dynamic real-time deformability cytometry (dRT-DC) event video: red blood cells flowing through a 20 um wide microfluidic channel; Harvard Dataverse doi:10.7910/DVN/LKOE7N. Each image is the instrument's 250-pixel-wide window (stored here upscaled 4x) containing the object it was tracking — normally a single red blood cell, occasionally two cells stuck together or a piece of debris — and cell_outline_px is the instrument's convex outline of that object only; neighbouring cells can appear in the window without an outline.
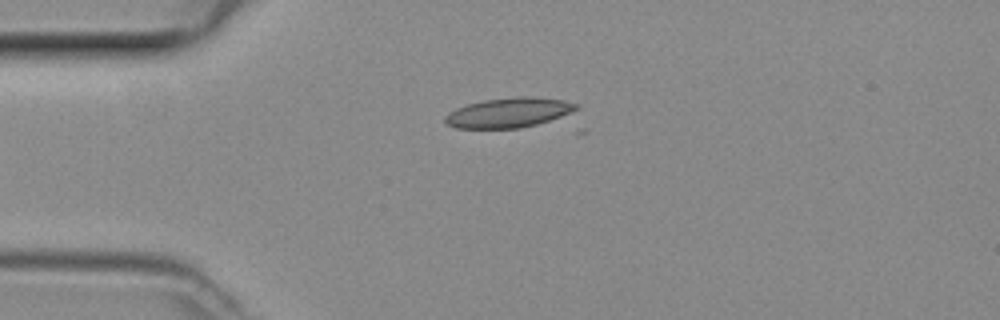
{"species": "common noctule bat (a hibernating species)", "species_latin": "Nyctalus noctula", "temperature_condition": "room temperature", "stored_images_in_passage": 4, "camera_frame_rate_fps": 3000, "um_per_image_px": 0.085, "animal": {"sex": "female", "body_mass_g": 29.2, "forearm_length_mm": 56.3}, "frame": {"image": 1, "passage_image": 1, "time_ms": 0.0, "image_size_px": [1000, 320], "cell_outline_px": [[580, 108], [560, 116], [536, 124], [520, 128], [456, 128], [448, 124], [444, 120], [444, 116], [448, 112], [456, 108], [468, 104], [484, 100], [516, 96], [524, 96], [564, 100], [580, 104]], "centroid_in_image_um": [43.22, 9.56], "position_along_channel_um": 41.8, "area_um2": 22.6}}